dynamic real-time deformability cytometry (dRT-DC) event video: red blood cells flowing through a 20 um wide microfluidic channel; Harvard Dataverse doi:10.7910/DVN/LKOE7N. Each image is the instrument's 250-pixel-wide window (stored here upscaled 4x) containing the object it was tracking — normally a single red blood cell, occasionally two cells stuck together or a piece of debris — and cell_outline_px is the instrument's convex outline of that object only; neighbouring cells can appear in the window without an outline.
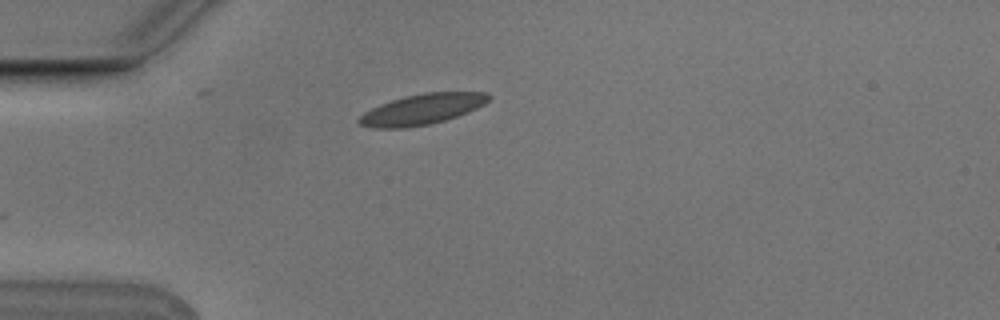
{"species": "Egyptian fruit bat (a non-hibernating species)", "species_latin": "Rousettus aegyptiacus", "temperature_condition": "cold", "stored_images_in_passage": 4, "camera_frame_rate_fps": 3000, "um_per_image_px": 0.085, "animal": {"sex": "male"}, "frame": {"image": 1, "passage_image": 4, "time_ms": 1.0, "image_size_px": [1000, 320], "cell_outline_px": [[492, 96], [484, 104], [468, 112], [444, 120], [428, 124], [404, 128], [372, 128], [360, 124], [356, 120], [364, 112], [380, 104], [404, 96], [424, 92], [488, 92]], "centroid_in_image_um": [35.87, 9.28], "position_along_channel_um": 49.1, "area_um2": 23.0}}